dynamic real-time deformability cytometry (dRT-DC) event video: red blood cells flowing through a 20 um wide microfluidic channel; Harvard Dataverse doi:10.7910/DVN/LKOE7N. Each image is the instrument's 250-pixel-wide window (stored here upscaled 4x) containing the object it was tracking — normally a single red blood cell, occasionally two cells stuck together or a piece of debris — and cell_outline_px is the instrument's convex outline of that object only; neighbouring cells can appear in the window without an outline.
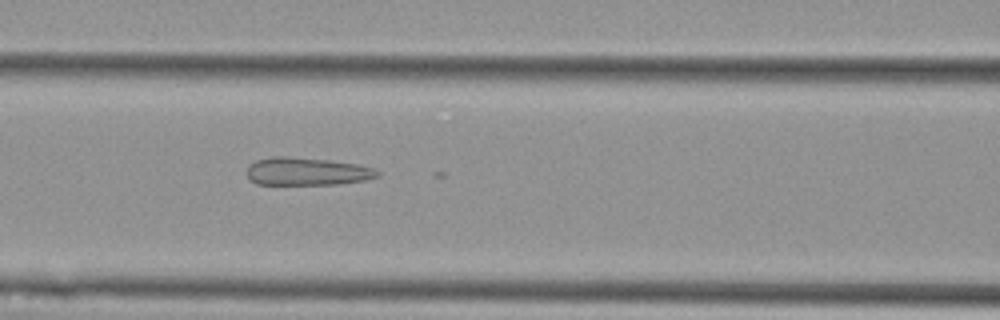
{"species": "Egyptian fruit bat (a non-hibernating species)", "species_latin": "Rousettus aegyptiacus", "temperature_condition": "cold", "stored_images_in_passage": 28, "camera_frame_rate_fps": 3000, "um_per_image_px": 0.085, "animal": {"sex": "female"}, "frame": {"image": 1, "passage_image": 23, "time_ms": 7.333, "image_size_px": [1000, 320], "cell_outline_px": [[380, 176], [364, 180], [336, 184], [256, 184], [248, 180], [244, 172], [248, 164], [256, 160], [272, 156], [288, 156], [328, 160], [356, 164], [372, 168], [380, 172]], "centroid_in_image_um": [25.99, 14.57], "position_along_channel_um": 140.6, "area_um2": 21.39}}
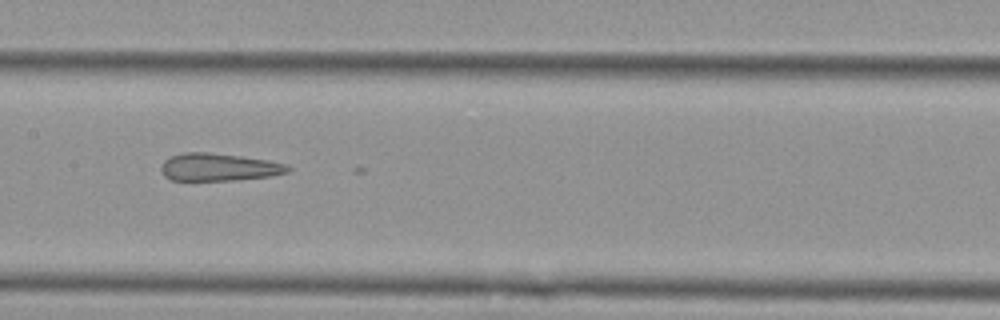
{"frame": {"image": 2, "passage_image": 27, "time_ms": 8.667, "image_size_px": [1000, 320], "cell_outline_px": [[292, 168], [288, 172], [268, 176], [236, 180], [172, 180], [164, 176], [160, 168], [164, 160], [172, 156], [184, 152], [208, 152], [240, 156], [268, 160], [288, 164]], "centroid_in_image_um": [18.6, 14.2], "position_along_channel_um": 188.8, "area_um2": 20.35}}